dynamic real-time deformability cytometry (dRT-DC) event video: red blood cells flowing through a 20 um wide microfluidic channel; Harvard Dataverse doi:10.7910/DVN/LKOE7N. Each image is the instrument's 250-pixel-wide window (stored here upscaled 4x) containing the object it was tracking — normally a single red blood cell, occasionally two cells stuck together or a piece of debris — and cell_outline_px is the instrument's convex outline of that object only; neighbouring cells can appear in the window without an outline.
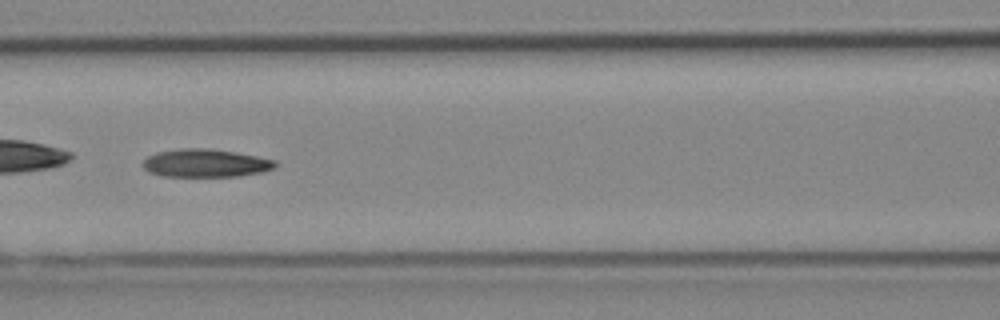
{"species": "Egyptian fruit bat (a non-hibernating species)", "species_latin": "Rousettus aegyptiacus", "temperature_condition": "cold", "stored_images_in_passage": 49, "camera_frame_rate_fps": 3000, "um_per_image_px": 0.085, "animal": {"sex": "female"}, "frame": {"image": 1, "passage_image": 22, "time_ms": 7.0, "image_size_px": [1000, 320], "cell_outline_px": [[276, 168], [264, 172], [240, 176], [160, 176], [148, 172], [140, 164], [148, 156], [156, 152], [180, 148], [208, 148], [236, 152], [276, 160]], "centroid_in_image_um": [17.46, 13.86], "position_along_channel_um": 149.1, "area_um2": 21.91}, "authors_computed_cell_mechanics": {"area_um2": 21.9062, "velocity_mm_per_s": 3.9421, "shape_relaxation_time_tau1_ms": null, "shape_relaxation_time_tau2_ms": 6.8028, "deformation_change_tau1": null, "deformation_change_tau2": 0.1609}}